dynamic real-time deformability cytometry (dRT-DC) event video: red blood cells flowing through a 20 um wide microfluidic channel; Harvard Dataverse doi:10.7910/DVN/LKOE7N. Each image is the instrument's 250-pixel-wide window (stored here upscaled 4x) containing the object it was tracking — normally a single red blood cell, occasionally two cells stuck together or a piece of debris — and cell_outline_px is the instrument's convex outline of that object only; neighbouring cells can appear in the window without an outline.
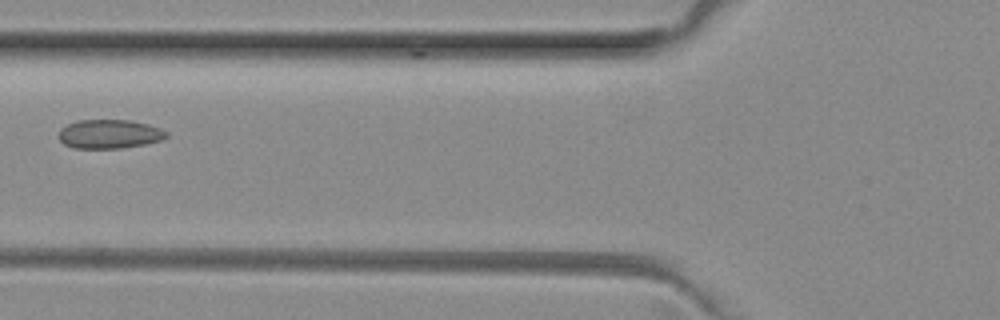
{"species": "common noctule bat (a hibernating species)", "species_latin": "Nyctalus noctula", "temperature_condition": "room temperature", "stored_images_in_passage": 8, "camera_frame_rate_fps": 3000, "um_per_image_px": 0.085, "animal": {"sex": "female", "body_mass_g": 29.2, "forearm_length_mm": 56.3}, "frame": {"image": 1, "passage_image": 6, "time_ms": 1.667, "image_size_px": [1000, 320], "cell_outline_px": [[168, 136], [160, 140], [144, 144], [120, 148], [72, 148], [64, 144], [56, 136], [60, 128], [76, 120], [132, 120], [148, 124], [160, 128], [168, 132]], "centroid_in_image_um": [9.26, 11.38], "position_along_channel_um": 116.5, "area_um2": 18.32}}
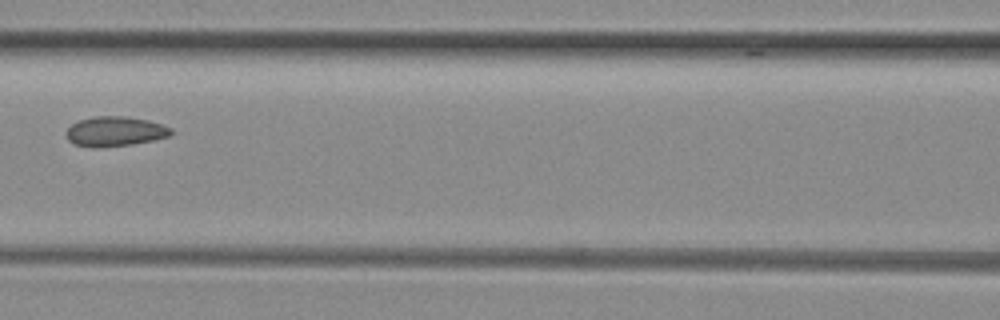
{"frame": {"image": 2, "passage_image": 7, "time_ms": 2.0, "image_size_px": [1000, 320], "cell_outline_px": [[172, 132], [168, 136], [152, 140], [132, 144], [92, 148], [72, 144], [68, 140], [64, 132], [72, 124], [80, 120], [96, 116], [128, 116], [148, 120], [172, 128]], "centroid_in_image_um": [9.73, 11.17], "position_along_channel_um": 156.9, "area_um2": 18.21}}
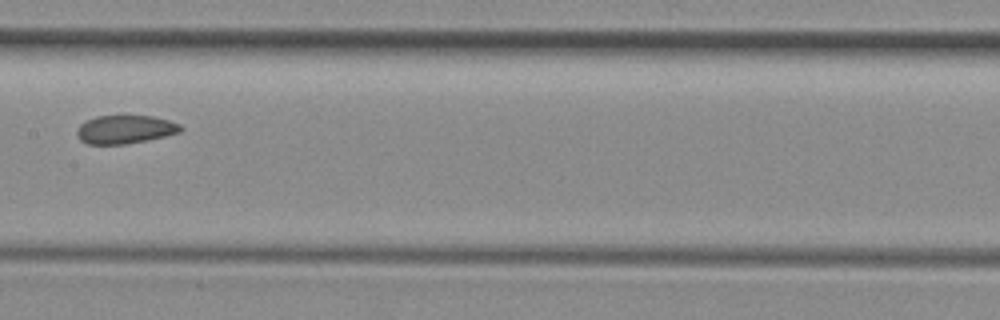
{"frame": {"image": 3, "passage_image": 8, "time_ms": 2.333, "image_size_px": [1000, 320], "cell_outline_px": [[184, 128], [180, 132], [148, 140], [124, 144], [88, 144], [80, 140], [76, 136], [76, 132], [80, 124], [96, 116], [152, 116], [168, 120], [180, 124]], "centroid_in_image_um": [10.63, 11.0], "position_along_channel_um": 196.8, "area_um2": 17.11}}